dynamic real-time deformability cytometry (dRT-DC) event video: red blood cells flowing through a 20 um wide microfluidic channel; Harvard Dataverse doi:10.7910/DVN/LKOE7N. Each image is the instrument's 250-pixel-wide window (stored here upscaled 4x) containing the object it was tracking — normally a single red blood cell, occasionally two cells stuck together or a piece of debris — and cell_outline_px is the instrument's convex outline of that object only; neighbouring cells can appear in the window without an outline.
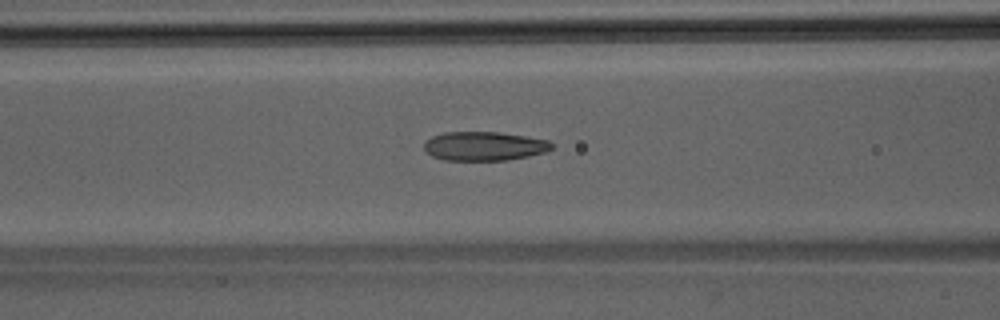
{"species": "Egyptian fruit bat (a non-hibernating species)", "species_latin": "Rousettus aegyptiacus", "temperature_condition": "room temperature", "stored_images_in_passage": 45, "camera_frame_rate_fps": 3000, "um_per_image_px": 0.085, "animal": {"sex": "male"}, "frame": {"image": 1, "passage_image": 18, "time_ms": 5.667, "image_size_px": [1000, 320], "cell_outline_px": [[552, 148], [548, 152], [508, 160], [444, 160], [432, 156], [424, 152], [424, 140], [432, 136], [444, 132], [500, 132], [548, 140], [552, 144]], "centroid_in_image_um": [41.12, 12.42], "position_along_channel_um": 125.5, "area_um2": 21.73}}
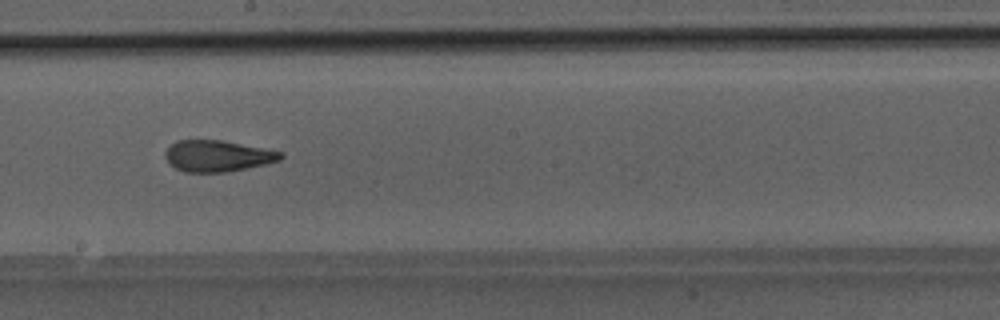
{"frame": {"image": 2, "passage_image": 25, "time_ms": 8.0, "image_size_px": [1000, 320], "cell_outline_px": [[284, 156], [280, 160], [264, 164], [224, 172], [184, 172], [168, 164], [164, 156], [164, 152], [176, 140], [220, 140], [284, 152]], "centroid_in_image_um": [18.45, 13.25], "position_along_channel_um": 229.7, "area_um2": 20.92}}
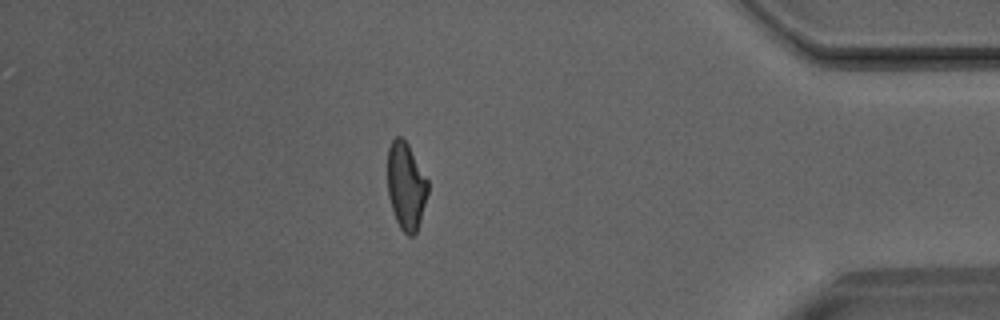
{"frame": {"image": 3, "passage_image": 39, "time_ms": 12.667, "image_size_px": [1000, 320], "cell_outline_px": [[428, 192], [420, 220], [416, 232], [412, 236], [408, 236], [400, 228], [396, 220], [388, 196], [388, 148], [392, 140], [396, 136], [400, 136], [408, 144], [428, 180]], "centroid_in_image_um": [34.51, 15.8], "position_along_channel_um": 400.7, "area_um2": 20.35}}